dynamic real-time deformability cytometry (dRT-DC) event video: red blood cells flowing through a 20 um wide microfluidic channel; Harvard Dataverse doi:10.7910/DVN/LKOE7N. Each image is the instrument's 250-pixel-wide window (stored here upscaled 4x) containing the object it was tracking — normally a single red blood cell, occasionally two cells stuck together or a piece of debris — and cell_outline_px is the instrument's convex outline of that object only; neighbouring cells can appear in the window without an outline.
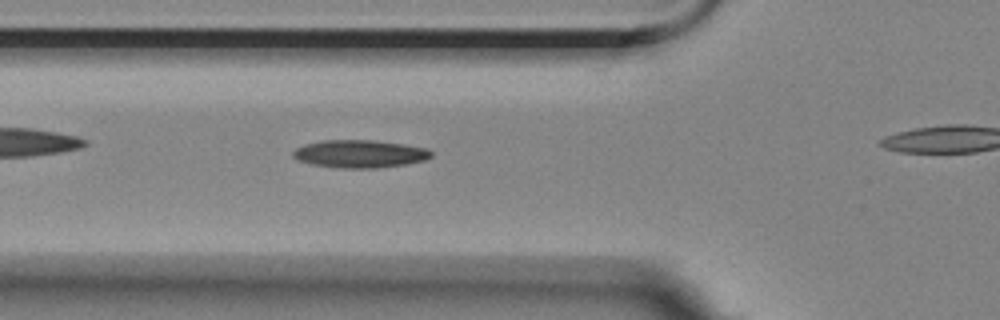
{"species": "Egyptian fruit bat (a non-hibernating species)", "species_latin": "Rousettus aegyptiacus", "temperature_condition": "room temperature", "stored_images_in_passage": 40, "camera_frame_rate_fps": 3000, "um_per_image_px": 0.085, "animal": {"sex": "female"}, "frame": {"image": 1, "passage_image": 14, "time_ms": 4.333, "image_size_px": [1000, 320], "cell_outline_px": [[432, 156], [424, 160], [404, 164], [376, 168], [340, 168], [312, 164], [300, 160], [292, 156], [292, 152], [296, 148], [304, 144], [324, 140], [376, 140], [404, 144], [428, 148], [432, 152]], "centroid_in_image_um": [30.59, 13.06], "position_along_channel_um": 95.2, "area_um2": 22.31}}
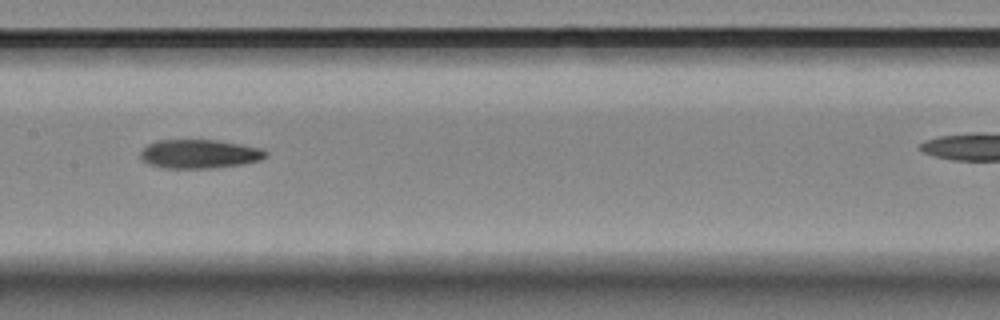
{"frame": {"image": 2, "passage_image": 22, "time_ms": 7.0, "image_size_px": [1000, 320], "cell_outline_px": [[268, 156], [260, 160], [240, 164], [208, 168], [164, 168], [148, 164], [140, 156], [140, 152], [148, 144], [156, 140], [216, 140], [240, 144], [260, 148]], "centroid_in_image_um": [16.91, 13.08], "position_along_channel_um": 190.5, "area_um2": 20.81}}
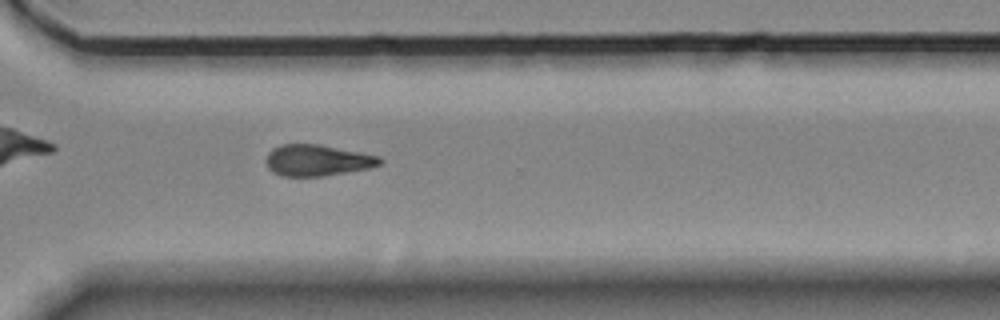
{"frame": {"image": 3, "passage_image": 35, "time_ms": 11.333, "image_size_px": [1000, 320], "cell_outline_px": [[384, 160], [380, 164], [368, 168], [324, 176], [284, 176], [272, 172], [268, 168], [268, 152], [272, 148], [280, 144], [320, 144], [380, 156]], "centroid_in_image_um": [26.98, 13.62], "position_along_channel_um": 343.6, "area_um2": 20.63}}